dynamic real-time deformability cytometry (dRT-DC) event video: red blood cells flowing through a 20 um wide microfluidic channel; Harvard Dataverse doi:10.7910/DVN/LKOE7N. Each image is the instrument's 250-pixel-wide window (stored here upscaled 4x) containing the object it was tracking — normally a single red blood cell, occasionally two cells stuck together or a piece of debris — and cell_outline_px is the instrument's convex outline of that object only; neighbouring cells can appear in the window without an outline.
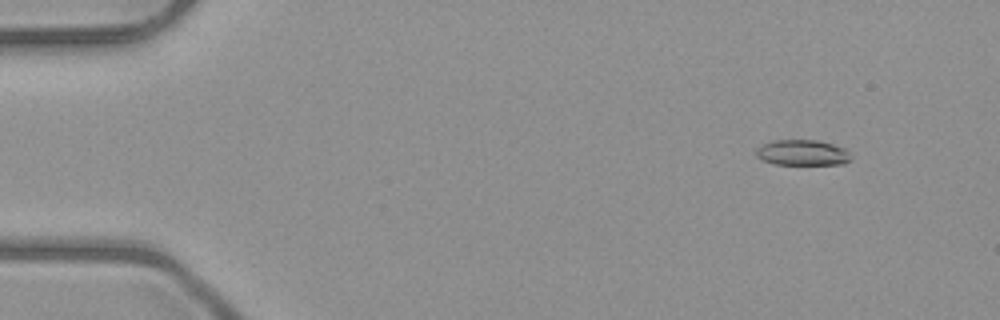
{"species": "common noctule bat (a hibernating species)", "species_latin": "Nyctalus noctula", "temperature_condition": "room temperature", "stored_images_in_passage": 52, "camera_frame_rate_fps": 3000, "um_per_image_px": 0.085, "animal": {"sex": "male", "body_mass_g": 23.1, "forearm_length_mm": 52.7}, "frame": {"image": 1, "passage_image": 6, "time_ms": 1.667, "image_size_px": [1000, 320], "cell_outline_px": [[852, 160], [844, 164], [772, 164], [756, 156], [756, 148], [772, 140], [816, 140], [832, 144], [844, 148], [852, 156]], "centroid_in_image_um": [68.22, 12.98], "position_along_channel_um": 16.8, "area_um2": 14.16}}
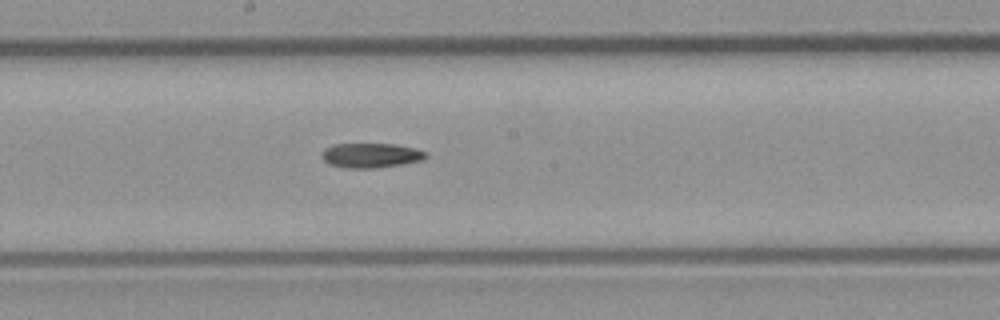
{"frame": {"image": 2, "passage_image": 29, "time_ms": 9.333, "image_size_px": [1000, 320], "cell_outline_px": [[428, 156], [424, 160], [376, 168], [344, 168], [328, 164], [320, 156], [320, 152], [324, 148], [336, 144], [396, 144], [416, 148], [424, 152]], "centroid_in_image_um": [31.49, 13.21], "position_along_channel_um": 216.7, "area_um2": 15.09}}
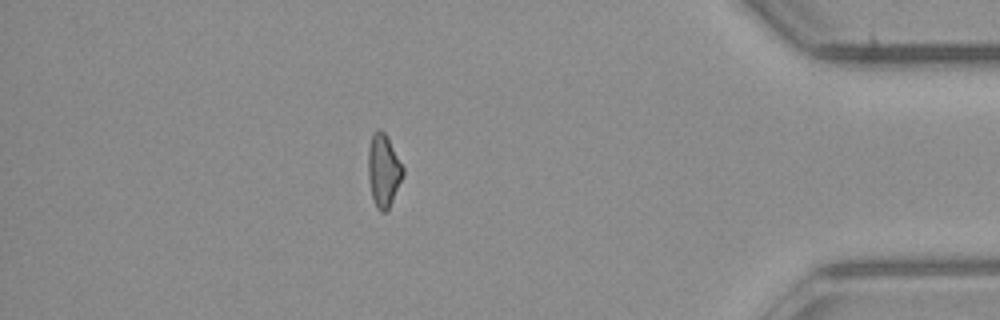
{"frame": {"image": 3, "passage_image": 46, "time_ms": 15.0, "image_size_px": [1000, 320], "cell_outline_px": [[404, 176], [388, 208], [384, 212], [380, 212], [376, 208], [372, 196], [368, 176], [368, 148], [372, 136], [376, 128], [380, 128], [384, 132], [404, 168]], "centroid_in_image_um": [32.59, 14.49], "position_along_channel_um": 402.6, "area_um2": 14.62}, "authors_computed_cell_mechanics": {"area_um2": 14.9702, "velocity_mm_per_s": 4.0406, "shape_relaxation_time_tau1_ms": null, "shape_relaxation_time_tau2_ms": 10.9038, "deformation_change_tau1": null, "deformation_change_tau2": 0.2611}}